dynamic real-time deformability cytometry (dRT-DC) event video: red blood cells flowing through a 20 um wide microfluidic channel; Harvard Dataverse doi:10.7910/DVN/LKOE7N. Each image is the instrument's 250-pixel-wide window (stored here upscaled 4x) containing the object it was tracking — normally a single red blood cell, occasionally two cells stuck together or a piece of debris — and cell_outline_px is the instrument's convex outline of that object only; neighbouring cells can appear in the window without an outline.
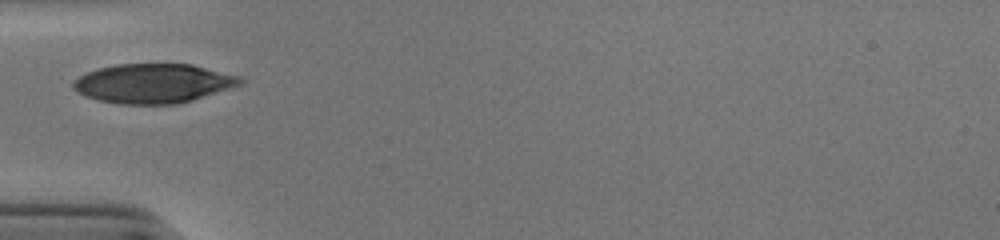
{"species": "human", "species_latin": "Homo sapiens", "temperature_condition": "cold", "stored_images_in_passage": 26, "camera_frame_rate_fps": 3000, "um_per_image_px": 0.085, "donor": {"sex": "male"}, "frame": {"image": 1, "passage_image": 1, "time_ms": 0.0, "image_size_px": [1000, 240], "cell_outline_px": [[244, 84], [192, 100], [176, 104], [120, 104], [100, 100], [84, 96], [76, 92], [72, 88], [72, 84], [80, 76], [88, 72], [100, 68], [116, 64], [192, 64], [240, 76], [244, 80]], "centroid_in_image_um": [13.05, 7.09], "position_along_channel_um": 71.9, "area_um2": 38.26}}
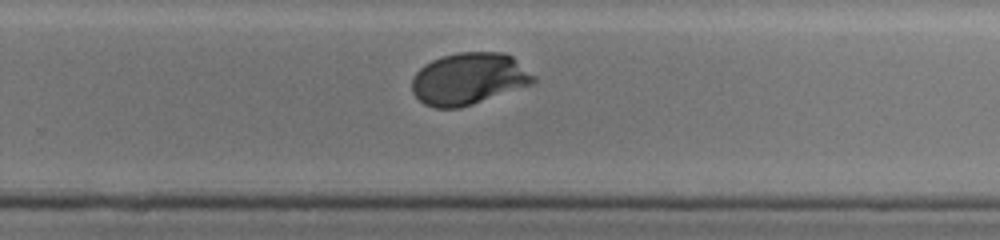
{"frame": {"image": 2, "passage_image": 18, "time_ms": 5.667, "image_size_px": [1000, 240], "cell_outline_px": [[540, 80], [536, 84], [460, 108], [432, 108], [424, 104], [412, 92], [412, 76], [424, 64], [432, 60], [444, 56], [460, 52], [504, 52], [512, 56], [536, 76]], "centroid_in_image_um": [39.9, 6.71], "position_along_channel_um": 289.9, "area_um2": 37.28}}
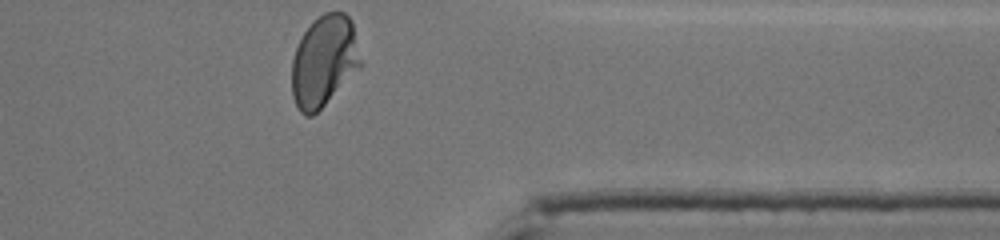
{"frame": {"image": 3, "passage_image": 26, "time_ms": 8.333, "image_size_px": [1000, 240], "cell_outline_px": [[364, 64], [312, 116], [304, 116], [300, 112], [292, 96], [292, 60], [296, 48], [304, 32], [324, 12], [344, 12], [352, 20]], "centroid_in_image_um": [27.57, 5.19], "position_along_channel_um": 383.8, "area_um2": 36.47}, "authors_computed_cell_mechanics": {"area_um2": 37.6278, "velocity_mm_per_s": 3.8576, "shape_relaxation_time_tau1_ms": 2.606, "shape_relaxation_time_tau2_ms": null, "deformation_change_tau1": 0.1495, "deformation_change_tau2": null}}